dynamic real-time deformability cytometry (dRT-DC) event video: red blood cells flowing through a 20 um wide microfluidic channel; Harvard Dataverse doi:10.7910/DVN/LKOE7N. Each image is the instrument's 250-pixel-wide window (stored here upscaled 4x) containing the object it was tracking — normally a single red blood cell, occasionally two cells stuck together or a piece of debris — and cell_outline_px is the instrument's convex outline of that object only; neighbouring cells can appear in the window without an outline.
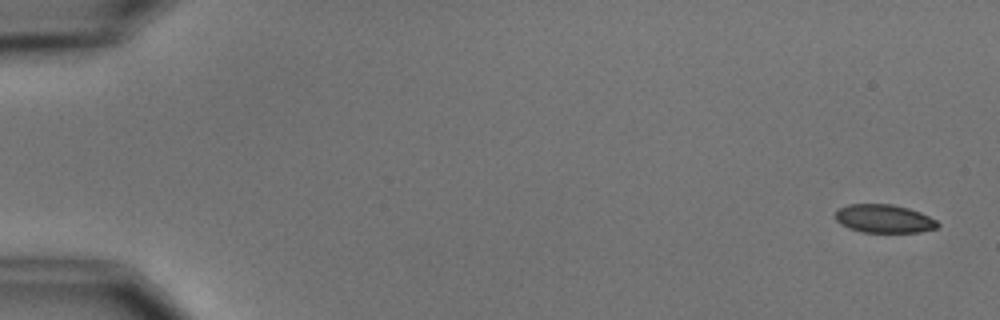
{"species": "common noctule bat (a hibernating species)", "species_latin": "Nyctalus noctula", "temperature_condition": "cold", "stored_images_in_passage": 2, "camera_frame_rate_fps": 3000, "um_per_image_px": 0.085, "animal": {"sex": "male", "body_mass_g": 15.6}, "frame": {"image": 1, "passage_image": 2, "time_ms": 1.333, "image_size_px": [1000, 320], "cell_outline_px": [[940, 224], [936, 228], [920, 232], [864, 232], [848, 228], [840, 224], [836, 220], [836, 212], [840, 208], [848, 204], [892, 204], [908, 208], [920, 212], [936, 220]], "centroid_in_image_um": [75.14, 18.59], "position_along_channel_um": 9.9, "area_um2": 16.82}}